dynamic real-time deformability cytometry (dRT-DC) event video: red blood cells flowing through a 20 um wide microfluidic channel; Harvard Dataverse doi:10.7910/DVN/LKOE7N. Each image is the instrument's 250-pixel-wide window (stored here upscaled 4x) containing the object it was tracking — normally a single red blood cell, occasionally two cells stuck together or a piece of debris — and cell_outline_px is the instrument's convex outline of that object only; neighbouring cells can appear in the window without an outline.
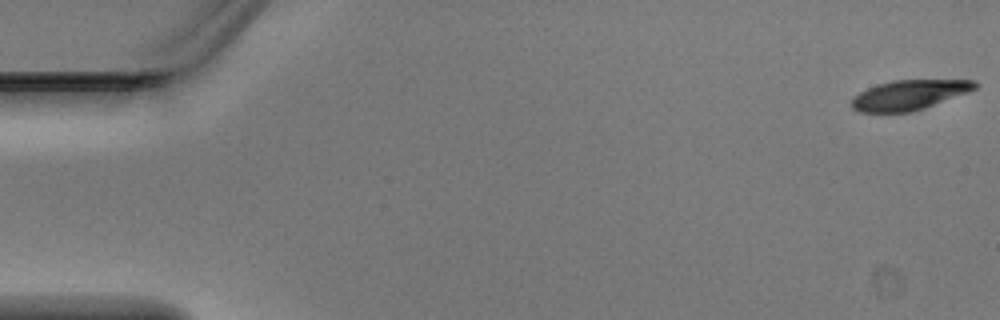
{"species": "Egyptian fruit bat (a non-hibernating species)", "species_latin": "Rousettus aegyptiacus", "temperature_condition": "warm", "stored_images_in_passage": 4, "camera_frame_rate_fps": 3000, "um_per_image_px": 0.085, "animal": {"sex": "male"}, "frame": {"image": 1, "passage_image": 1, "time_ms": 0.0, "image_size_px": [1000, 320], "cell_outline_px": [[980, 84], [976, 88], [968, 92], [924, 108], [912, 112], [860, 112], [852, 108], [852, 100], [860, 92], [868, 88], [892, 80], [976, 80]], "centroid_in_image_um": [77.32, 8.06], "position_along_channel_um": 7.7, "area_um2": 21.21}}
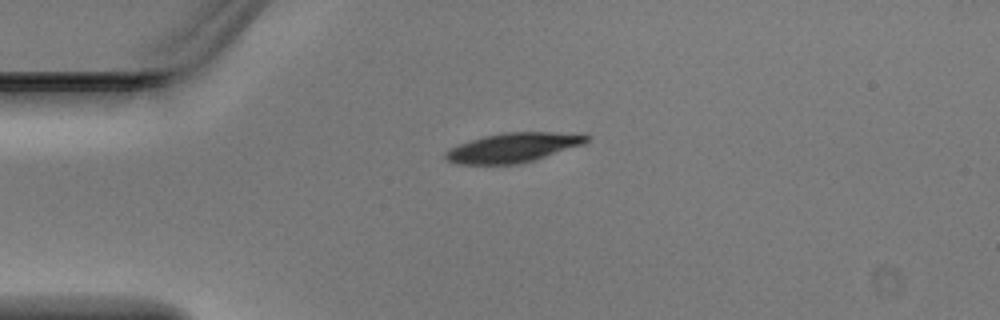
{"frame": {"image": 2, "passage_image": 4, "time_ms": 1.0, "image_size_px": [1000, 320], "cell_outline_px": [[592, 136], [584, 144], [520, 164], [456, 164], [444, 160], [444, 152], [460, 144], [484, 136], [504, 132], [552, 132]], "centroid_in_image_um": [43.57, 12.55], "position_along_channel_um": 41.4, "area_um2": 23.93}}